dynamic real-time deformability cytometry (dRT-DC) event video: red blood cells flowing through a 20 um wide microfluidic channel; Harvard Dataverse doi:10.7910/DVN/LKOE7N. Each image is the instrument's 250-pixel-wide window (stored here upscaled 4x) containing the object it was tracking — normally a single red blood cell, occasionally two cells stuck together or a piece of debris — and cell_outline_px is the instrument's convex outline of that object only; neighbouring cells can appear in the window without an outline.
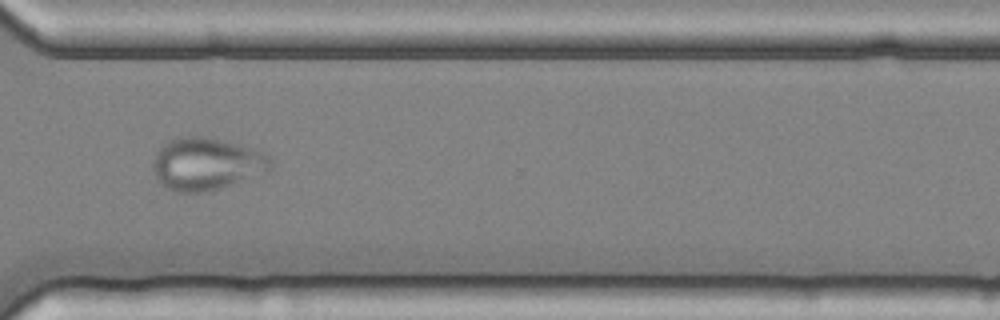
{"species": "common noctule bat (a hibernating species)", "species_latin": "Nyctalus noctula", "temperature_condition": "cold", "stored_images_in_passage": 43, "camera_frame_rate_fps": 3000, "um_per_image_px": 0.085, "animal": {"sex": "female", "body_mass_g": 25.1}, "frame": {"image": 1, "passage_image": 29, "time_ms": 9.333, "image_size_px": [1000, 320], "cell_outline_px": [[272, 168], [220, 188], [200, 192], [176, 192], [168, 188], [156, 180], [152, 168], [152, 160], [156, 152], [164, 144], [172, 140], [184, 136], [200, 136], [236, 144], [252, 148], [268, 156], [272, 160]], "centroid_in_image_um": [17.47, 13.93], "position_along_channel_um": 353.1, "area_um2": 35.2}}
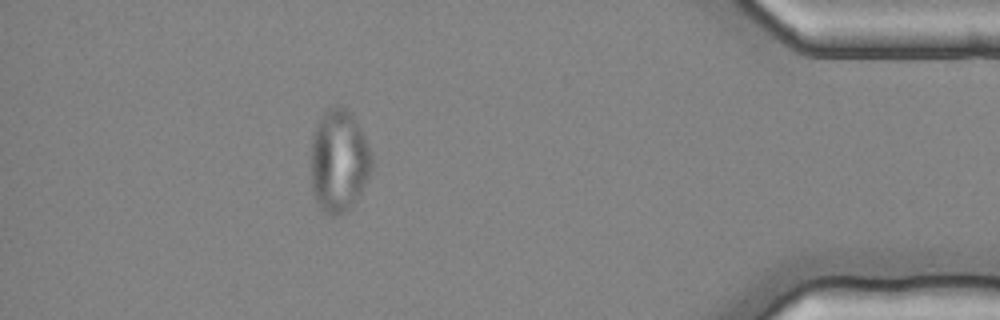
{"frame": {"image": 2, "passage_image": 37, "time_ms": 12.0, "image_size_px": [1000, 320], "cell_outline_px": [[372, 168], [356, 200], [344, 212], [332, 216], [324, 212], [320, 208], [312, 192], [312, 136], [316, 124], [324, 112], [328, 108], [340, 104], [344, 104], [352, 116], [364, 136], [372, 152]], "centroid_in_image_um": [28.8, 13.65], "position_along_channel_um": 406.4, "area_um2": 36.13}}